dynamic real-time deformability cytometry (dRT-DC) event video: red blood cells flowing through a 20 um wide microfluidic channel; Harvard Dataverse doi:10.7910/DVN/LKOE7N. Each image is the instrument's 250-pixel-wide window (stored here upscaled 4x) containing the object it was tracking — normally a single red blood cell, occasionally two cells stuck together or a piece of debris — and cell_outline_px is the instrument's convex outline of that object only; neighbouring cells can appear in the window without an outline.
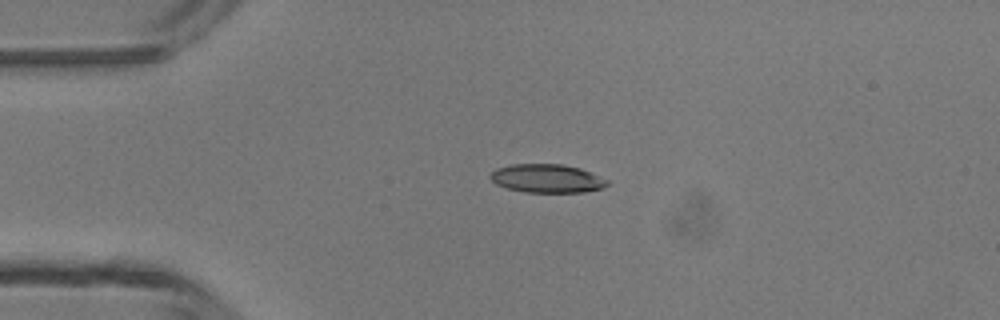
{"species": "common noctule bat (a hibernating species)", "species_latin": "Nyctalus noctula", "temperature_condition": "room temperature", "stored_images_in_passage": 4, "camera_frame_rate_fps": 3000, "um_per_image_px": 0.085, "animal": {"sex": "male", "body_mass_g": 13.3}, "frame": {"image": 1, "passage_image": 3, "time_ms": 2.667, "image_size_px": [1000, 320], "cell_outline_px": [[608, 184], [604, 188], [584, 192], [524, 192], [508, 188], [496, 184], [488, 176], [496, 168], [512, 164], [560, 164], [580, 168], [608, 180]], "centroid_in_image_um": [46.48, 15.17], "position_along_channel_um": 38.5, "area_um2": 19.36}}